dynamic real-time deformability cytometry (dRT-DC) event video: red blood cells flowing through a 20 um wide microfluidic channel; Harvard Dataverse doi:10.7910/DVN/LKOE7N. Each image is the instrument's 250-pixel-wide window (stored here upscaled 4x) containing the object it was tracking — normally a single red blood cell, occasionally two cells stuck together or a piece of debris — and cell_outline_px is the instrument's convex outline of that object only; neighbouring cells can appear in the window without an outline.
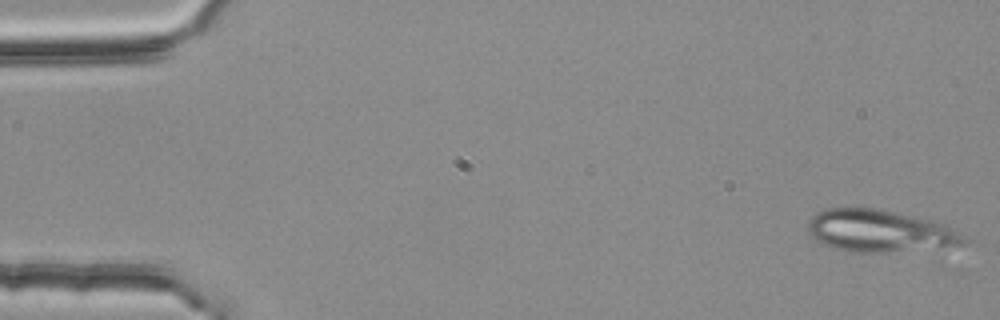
{"species": "common noctule bat (a hibernating species)", "species_latin": "Nyctalus noctula", "temperature_condition": "room temperature", "stored_images_in_passage": 3, "camera_frame_rate_fps": 3000, "um_per_image_px": 0.085, "animal": {"sex": "female", "body_mass_g": 25.1}, "frame": {"image": 1, "passage_image": 1, "time_ms": 0.0, "image_size_px": [1000, 320], "cell_outline_px": [[972, 240], [968, 244], [884, 252], [852, 252], [836, 248], [824, 244], [816, 240], [808, 232], [808, 220], [816, 212], [828, 208], [880, 208], [932, 220], [944, 224]], "centroid_in_image_um": [74.78, 19.61], "position_along_channel_um": 10.2, "area_um2": 38.21}}